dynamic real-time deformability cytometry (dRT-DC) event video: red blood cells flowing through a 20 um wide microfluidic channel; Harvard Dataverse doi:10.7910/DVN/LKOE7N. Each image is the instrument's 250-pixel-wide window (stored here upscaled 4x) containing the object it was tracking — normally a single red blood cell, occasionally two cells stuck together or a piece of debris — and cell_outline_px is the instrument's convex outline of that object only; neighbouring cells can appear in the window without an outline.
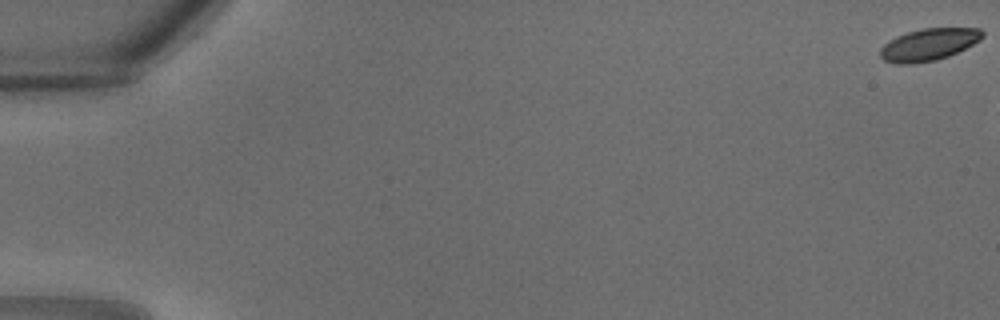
{"species": "common noctule bat (a hibernating species)", "species_latin": "Nyctalus noctula", "temperature_condition": "warm", "stored_images_in_passage": 5, "camera_frame_rate_fps": 3000, "um_per_image_px": 0.085, "animal": {"sex": "male", "body_mass_g": 18.8}, "frame": {"image": 1, "passage_image": 1, "time_ms": 0.0, "image_size_px": [1000, 320], "cell_outline_px": [[984, 36], [980, 40], [948, 56], [936, 60], [912, 64], [896, 64], [884, 60], [880, 56], [880, 48], [888, 40], [896, 36], [908, 32], [924, 28], [980, 28], [984, 32]], "centroid_in_image_um": [78.92, 3.78], "position_along_channel_um": 6.1, "area_um2": 19.07}}